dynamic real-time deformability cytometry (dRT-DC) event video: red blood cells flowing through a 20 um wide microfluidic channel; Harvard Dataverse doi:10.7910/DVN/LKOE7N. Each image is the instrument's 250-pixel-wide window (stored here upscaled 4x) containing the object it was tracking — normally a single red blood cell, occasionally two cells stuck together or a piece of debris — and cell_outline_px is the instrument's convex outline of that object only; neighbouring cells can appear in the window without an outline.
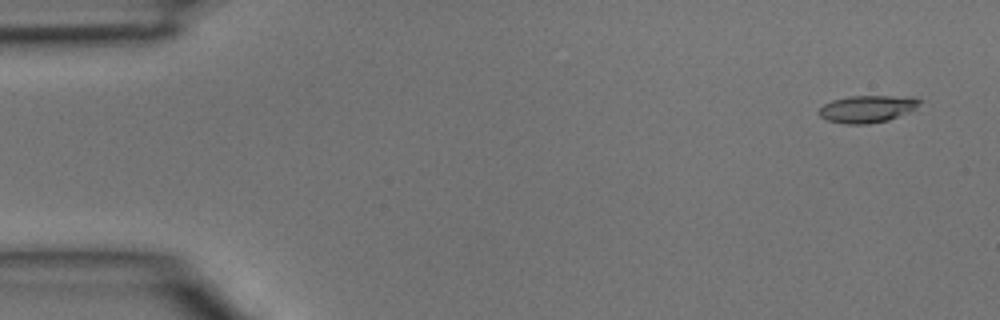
{"species": "common noctule bat (a hibernating species)", "species_latin": "Nyctalus noctula", "temperature_condition": "room temperature", "stored_images_in_passage": 3, "camera_frame_rate_fps": 3000, "um_per_image_px": 0.085, "animal": {"sex": "male", "body_mass_g": 15.6}, "frame": {"image": 1, "passage_image": 1, "time_ms": 0.0, "image_size_px": [1000, 320], "cell_outline_px": [[920, 100], [916, 108], [908, 112], [888, 120], [868, 124], [844, 124], [828, 120], [820, 116], [816, 112], [824, 104], [832, 100], [848, 96], [912, 96]], "centroid_in_image_um": [73.68, 9.25], "position_along_channel_um": 11.3, "area_um2": 15.95}}
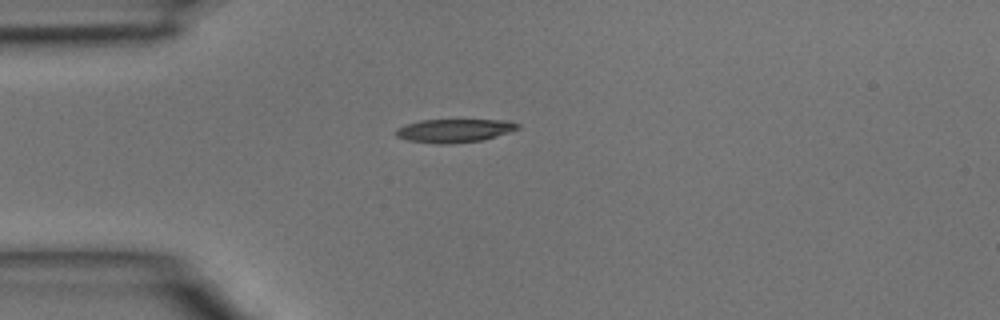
{"frame": {"image": 2, "passage_image": 3, "time_ms": 0.667, "image_size_px": [1000, 320], "cell_outline_px": [[520, 128], [512, 132], [484, 140], [452, 144], [436, 144], [408, 140], [396, 136], [392, 132], [396, 128], [404, 124], [420, 120], [512, 120], [520, 124]], "centroid_in_image_um": [38.63, 11.1], "position_along_channel_um": 46.4, "area_um2": 17.11}}